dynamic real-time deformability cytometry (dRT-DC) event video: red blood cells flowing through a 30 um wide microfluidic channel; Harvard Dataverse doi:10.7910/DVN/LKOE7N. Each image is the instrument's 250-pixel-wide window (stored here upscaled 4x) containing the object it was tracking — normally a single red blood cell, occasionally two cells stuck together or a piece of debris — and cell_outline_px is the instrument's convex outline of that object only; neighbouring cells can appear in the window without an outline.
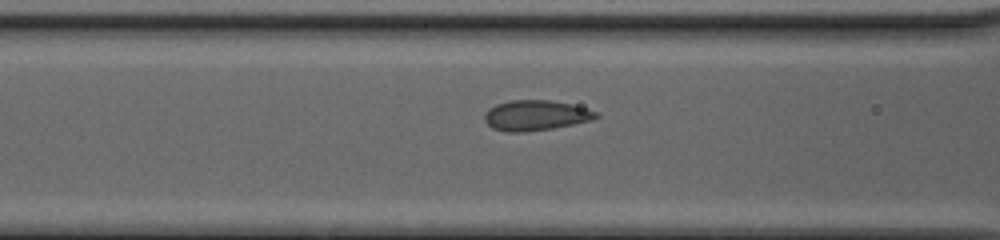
{"species": "common noctule bat (a hibernating species)", "species_latin": "Nyctalus noctula", "temperature_condition": "cold", "stored_images_in_passage": 13, "camera_frame_rate_fps": 3000, "um_per_image_px": 0.085, "animal": {"sex": "female", "body_mass_g": 20.0, "forearm_length_mm": 54.0}, "frame": {"image": 1, "passage_image": 11, "time_ms": 3.333, "image_size_px": [1000, 240], "cell_outline_px": [[600, 116], [592, 120], [552, 128], [524, 132], [508, 132], [492, 128], [484, 120], [484, 112], [488, 108], [496, 104], [508, 100], [548, 100], [572, 104], [596, 112]], "centroid_in_image_um": [45.48, 9.8], "position_along_channel_um": 121.1, "area_um2": 19.65}}